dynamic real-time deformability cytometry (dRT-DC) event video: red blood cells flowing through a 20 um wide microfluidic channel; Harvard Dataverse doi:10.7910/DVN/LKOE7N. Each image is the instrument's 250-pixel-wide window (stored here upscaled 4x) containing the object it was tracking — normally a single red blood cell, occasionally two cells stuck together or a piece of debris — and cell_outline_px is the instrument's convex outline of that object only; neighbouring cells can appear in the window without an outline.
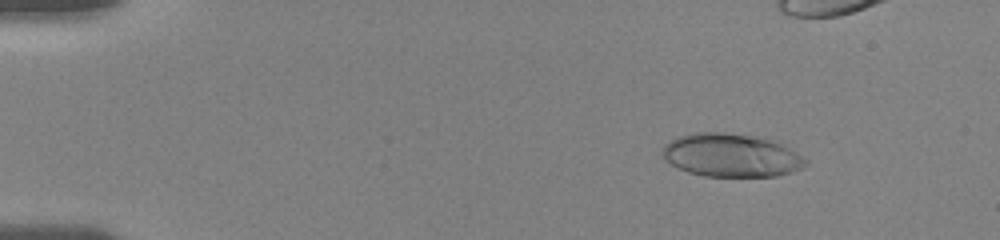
{"species": "human", "species_latin": "Homo sapiens", "temperature_condition": "room temperature", "stored_images_in_passage": 22, "segment_of_instrument_passage": [1, 2], "camera_frame_rate_fps": 3000, "um_per_image_px": 0.085, "donor": {"sex": "female"}, "frame": {"image": 1, "passage_image": 5, "time_ms": 2.333, "image_size_px": [1000, 240], "cell_outline_px": [[808, 164], [804, 168], [792, 172], [776, 176], [704, 176], [688, 172], [672, 164], [660, 152], [664, 144], [680, 136], [692, 132], [724, 132], [768, 136], [780, 140], [808, 160]], "centroid_in_image_um": [62.25, 13.17], "position_along_channel_um": 22.7, "area_um2": 36.93}}
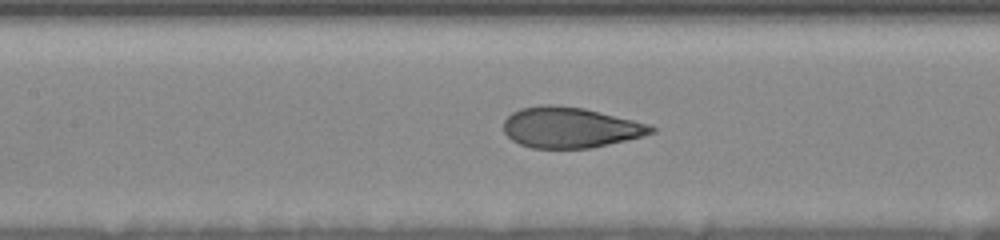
{"frame": {"image": 2, "passage_image": 17, "time_ms": 8.667, "image_size_px": [1000, 240], "cell_outline_px": [[656, 132], [592, 148], [532, 148], [520, 144], [512, 140], [504, 132], [504, 120], [512, 112], [520, 108], [540, 104], [552, 104], [584, 108], [648, 124], [656, 128]], "centroid_in_image_um": [48.42, 10.83], "position_along_channel_um": 159.0, "area_um2": 34.8}}
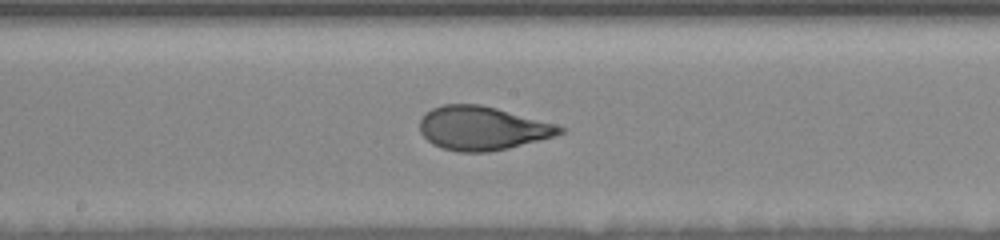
{"frame": {"image": 3, "passage_image": 20, "time_ms": 10.0, "image_size_px": [1000, 240], "cell_outline_px": [[568, 128], [564, 132], [556, 136], [508, 148], [488, 152], [460, 152], [444, 148], [432, 144], [420, 132], [420, 120], [424, 112], [432, 108], [444, 104], [480, 104], [496, 108], [556, 124]], "centroid_in_image_um": [41.0, 10.89], "position_along_channel_um": 207.2, "area_um2": 35.72}}